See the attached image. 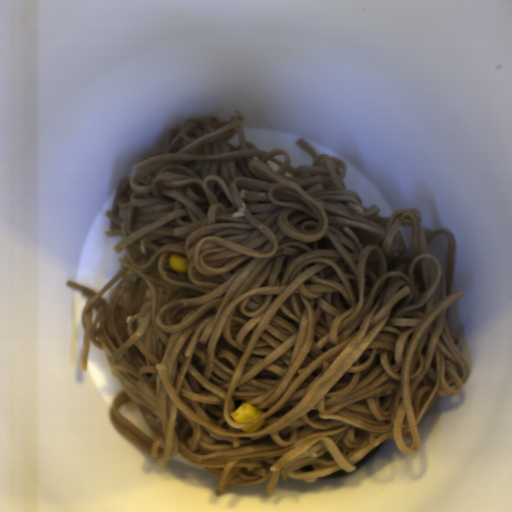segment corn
Wrapping results in <instances>:
<instances>
[{
	"label": "corn",
	"instance_id": "1",
	"mask_svg": "<svg viewBox=\"0 0 512 512\" xmlns=\"http://www.w3.org/2000/svg\"><path fill=\"white\" fill-rule=\"evenodd\" d=\"M265 413V410L255 407L248 403H241L234 411L229 412L230 417L237 423L250 422L259 418Z\"/></svg>",
	"mask_w": 512,
	"mask_h": 512
},
{
	"label": "corn",
	"instance_id": "2",
	"mask_svg": "<svg viewBox=\"0 0 512 512\" xmlns=\"http://www.w3.org/2000/svg\"><path fill=\"white\" fill-rule=\"evenodd\" d=\"M190 260L180 253H172L168 257V266L177 273H187Z\"/></svg>",
	"mask_w": 512,
	"mask_h": 512
},
{
	"label": "corn",
	"instance_id": "3",
	"mask_svg": "<svg viewBox=\"0 0 512 512\" xmlns=\"http://www.w3.org/2000/svg\"><path fill=\"white\" fill-rule=\"evenodd\" d=\"M266 423V418L253 424V425H250L246 428H243L241 429L245 434L246 433H252V432H255V431H258L260 428H262L264 426V424Z\"/></svg>",
	"mask_w": 512,
	"mask_h": 512
}]
</instances>
